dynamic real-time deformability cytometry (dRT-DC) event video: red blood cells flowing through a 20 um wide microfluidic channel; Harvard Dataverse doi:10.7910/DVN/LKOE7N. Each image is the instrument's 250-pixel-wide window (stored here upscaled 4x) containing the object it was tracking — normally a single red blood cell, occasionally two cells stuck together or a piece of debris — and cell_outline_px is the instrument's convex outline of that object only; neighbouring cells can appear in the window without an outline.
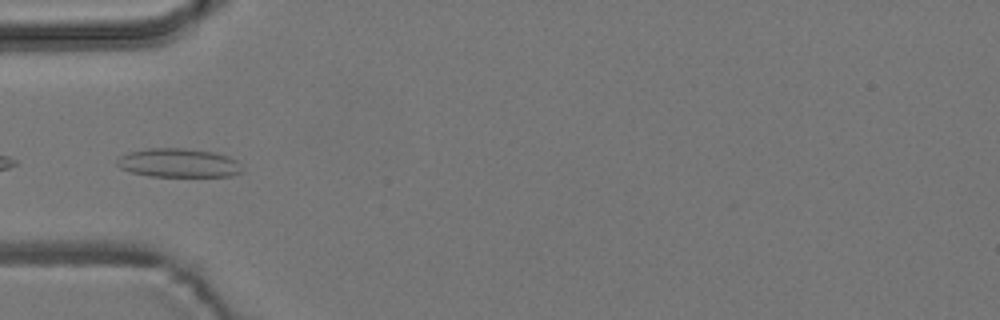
{"species": "common noctule bat (a hibernating species)", "species_latin": "Nyctalus noctula", "temperature_condition": "room temperature", "stored_images_in_passage": 5, "camera_frame_rate_fps": 3000, "um_per_image_px": 0.085, "animal": {"sex": "male", "body_mass_g": 19.2, "forearm_length_mm": 51.8}, "frame": {"image": 1, "passage_image": 5, "time_ms": 5.333, "image_size_px": [1000, 320], "cell_outline_px": [[244, 168], [240, 172], [232, 176], [148, 176], [132, 172], [120, 168], [116, 164], [116, 160], [120, 156], [128, 152], [148, 148], [184, 148], [212, 152], [228, 156], [236, 160]], "centroid_in_image_um": [15.16, 13.85], "position_along_channel_um": 69.8, "area_um2": 21.04}}